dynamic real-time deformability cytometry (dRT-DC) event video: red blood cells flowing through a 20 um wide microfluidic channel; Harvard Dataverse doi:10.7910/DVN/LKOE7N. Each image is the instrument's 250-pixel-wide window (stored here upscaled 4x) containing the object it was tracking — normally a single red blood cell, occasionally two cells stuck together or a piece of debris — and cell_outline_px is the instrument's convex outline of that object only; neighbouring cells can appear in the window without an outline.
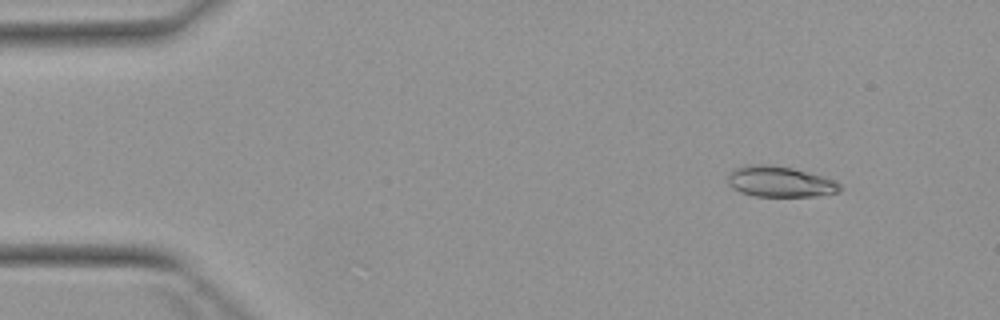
{"species": "Egyptian fruit bat (a non-hibernating species)", "species_latin": "Rousettus aegyptiacus", "temperature_condition": "warm", "stored_images_in_passage": 4, "camera_frame_rate_fps": 3000, "um_per_image_px": 0.085, "animal": {"sex": "female"}, "frame": {"image": 1, "passage_image": 1, "time_ms": 0.0, "image_size_px": [1000, 320], "cell_outline_px": [[840, 192], [816, 196], [756, 196], [740, 192], [732, 188], [728, 184], [728, 176], [732, 168], [744, 164], [768, 164], [792, 168], [820, 176], [832, 180], [840, 184]], "centroid_in_image_um": [66.22, 15.43], "position_along_channel_um": 18.8, "area_um2": 20.06}}
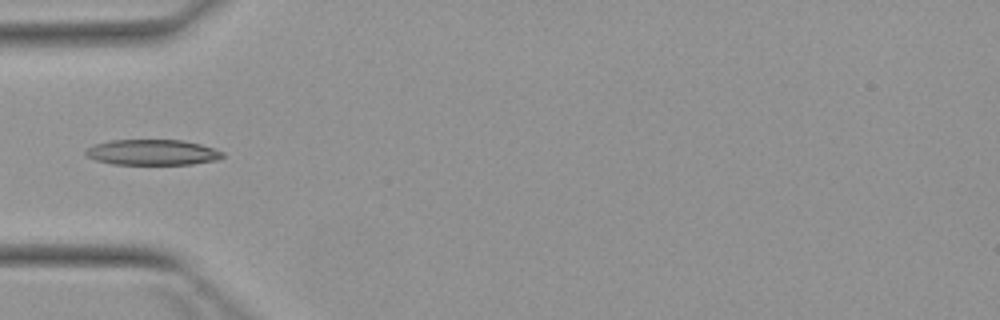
{"frame": {"image": 2, "passage_image": 4, "time_ms": 3.667, "image_size_px": [1000, 320], "cell_outline_px": [[224, 156], [216, 160], [192, 164], [112, 164], [96, 160], [88, 156], [84, 152], [92, 144], [112, 140], [180, 140], [200, 144], [224, 152]], "centroid_in_image_um": [12.94, 12.95], "position_along_channel_um": 72.1, "area_um2": 20.29}}